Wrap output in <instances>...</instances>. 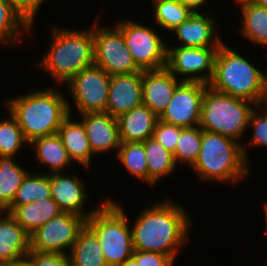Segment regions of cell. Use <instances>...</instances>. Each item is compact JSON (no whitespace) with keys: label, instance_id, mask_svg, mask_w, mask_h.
<instances>
[{"label":"cell","instance_id":"29","mask_svg":"<svg viewBox=\"0 0 267 266\" xmlns=\"http://www.w3.org/2000/svg\"><path fill=\"white\" fill-rule=\"evenodd\" d=\"M117 159L130 175L148 183V166L144 142H121Z\"/></svg>","mask_w":267,"mask_h":266},{"label":"cell","instance_id":"2","mask_svg":"<svg viewBox=\"0 0 267 266\" xmlns=\"http://www.w3.org/2000/svg\"><path fill=\"white\" fill-rule=\"evenodd\" d=\"M65 97L56 88L47 87L7 100L5 108L16 119L30 143L58 133L62 122L72 114L71 105Z\"/></svg>","mask_w":267,"mask_h":266},{"label":"cell","instance_id":"38","mask_svg":"<svg viewBox=\"0 0 267 266\" xmlns=\"http://www.w3.org/2000/svg\"><path fill=\"white\" fill-rule=\"evenodd\" d=\"M132 256L140 266H174V261L165 254L134 250Z\"/></svg>","mask_w":267,"mask_h":266},{"label":"cell","instance_id":"10","mask_svg":"<svg viewBox=\"0 0 267 266\" xmlns=\"http://www.w3.org/2000/svg\"><path fill=\"white\" fill-rule=\"evenodd\" d=\"M111 75L97 65L82 69L65 85L79 114L106 112Z\"/></svg>","mask_w":267,"mask_h":266},{"label":"cell","instance_id":"40","mask_svg":"<svg viewBox=\"0 0 267 266\" xmlns=\"http://www.w3.org/2000/svg\"><path fill=\"white\" fill-rule=\"evenodd\" d=\"M258 106L260 107L263 106L265 107V109H267V71L266 70L263 75V90H262V96H261Z\"/></svg>","mask_w":267,"mask_h":266},{"label":"cell","instance_id":"14","mask_svg":"<svg viewBox=\"0 0 267 266\" xmlns=\"http://www.w3.org/2000/svg\"><path fill=\"white\" fill-rule=\"evenodd\" d=\"M52 199L62 212L73 213L88 219L102 204L94 206L91 211L85 210L88 194L84 182L76 175H66L64 172L50 173Z\"/></svg>","mask_w":267,"mask_h":266},{"label":"cell","instance_id":"1","mask_svg":"<svg viewBox=\"0 0 267 266\" xmlns=\"http://www.w3.org/2000/svg\"><path fill=\"white\" fill-rule=\"evenodd\" d=\"M161 202L146 206L133 221V247L134 250L168 255L175 262L177 251L188 243L192 219L181 204L172 199Z\"/></svg>","mask_w":267,"mask_h":266},{"label":"cell","instance_id":"32","mask_svg":"<svg viewBox=\"0 0 267 266\" xmlns=\"http://www.w3.org/2000/svg\"><path fill=\"white\" fill-rule=\"evenodd\" d=\"M202 129L200 126L182 128L173 158L175 164L186 163L190 168L196 162L201 146Z\"/></svg>","mask_w":267,"mask_h":266},{"label":"cell","instance_id":"9","mask_svg":"<svg viewBox=\"0 0 267 266\" xmlns=\"http://www.w3.org/2000/svg\"><path fill=\"white\" fill-rule=\"evenodd\" d=\"M98 18V16L95 18L93 26L94 65L109 75L132 74L142 71L128 50L121 31L116 26L114 29L105 28L104 25L99 26Z\"/></svg>","mask_w":267,"mask_h":266},{"label":"cell","instance_id":"43","mask_svg":"<svg viewBox=\"0 0 267 266\" xmlns=\"http://www.w3.org/2000/svg\"><path fill=\"white\" fill-rule=\"evenodd\" d=\"M253 2L259 6L267 8V0H254Z\"/></svg>","mask_w":267,"mask_h":266},{"label":"cell","instance_id":"30","mask_svg":"<svg viewBox=\"0 0 267 266\" xmlns=\"http://www.w3.org/2000/svg\"><path fill=\"white\" fill-rule=\"evenodd\" d=\"M155 21L162 30L172 31L193 13L178 0H153Z\"/></svg>","mask_w":267,"mask_h":266},{"label":"cell","instance_id":"22","mask_svg":"<svg viewBox=\"0 0 267 266\" xmlns=\"http://www.w3.org/2000/svg\"><path fill=\"white\" fill-rule=\"evenodd\" d=\"M5 212L9 213L29 235L47 221L62 213L52 198L31 202L18 207H8Z\"/></svg>","mask_w":267,"mask_h":266},{"label":"cell","instance_id":"46","mask_svg":"<svg viewBox=\"0 0 267 266\" xmlns=\"http://www.w3.org/2000/svg\"><path fill=\"white\" fill-rule=\"evenodd\" d=\"M0 266H13V263L12 264H0Z\"/></svg>","mask_w":267,"mask_h":266},{"label":"cell","instance_id":"6","mask_svg":"<svg viewBox=\"0 0 267 266\" xmlns=\"http://www.w3.org/2000/svg\"><path fill=\"white\" fill-rule=\"evenodd\" d=\"M115 202L111 198L102 200V205L86 221L100 241L108 266L122 264L134 252L129 220L123 206Z\"/></svg>","mask_w":267,"mask_h":266},{"label":"cell","instance_id":"8","mask_svg":"<svg viewBox=\"0 0 267 266\" xmlns=\"http://www.w3.org/2000/svg\"><path fill=\"white\" fill-rule=\"evenodd\" d=\"M115 26L121 31L128 50L142 71L166 67L168 45L153 27L133 20L117 21Z\"/></svg>","mask_w":267,"mask_h":266},{"label":"cell","instance_id":"37","mask_svg":"<svg viewBox=\"0 0 267 266\" xmlns=\"http://www.w3.org/2000/svg\"><path fill=\"white\" fill-rule=\"evenodd\" d=\"M46 0H7L9 5L33 28L36 13Z\"/></svg>","mask_w":267,"mask_h":266},{"label":"cell","instance_id":"12","mask_svg":"<svg viewBox=\"0 0 267 266\" xmlns=\"http://www.w3.org/2000/svg\"><path fill=\"white\" fill-rule=\"evenodd\" d=\"M218 48L169 45L166 68L176 78L178 75L182 76L181 81L202 82L208 85L214 73V61Z\"/></svg>","mask_w":267,"mask_h":266},{"label":"cell","instance_id":"44","mask_svg":"<svg viewBox=\"0 0 267 266\" xmlns=\"http://www.w3.org/2000/svg\"><path fill=\"white\" fill-rule=\"evenodd\" d=\"M236 3H245V2H253L254 0H235Z\"/></svg>","mask_w":267,"mask_h":266},{"label":"cell","instance_id":"18","mask_svg":"<svg viewBox=\"0 0 267 266\" xmlns=\"http://www.w3.org/2000/svg\"><path fill=\"white\" fill-rule=\"evenodd\" d=\"M80 121L84 125L93 154H103L120 147L118 123L107 112L83 113Z\"/></svg>","mask_w":267,"mask_h":266},{"label":"cell","instance_id":"5","mask_svg":"<svg viewBox=\"0 0 267 266\" xmlns=\"http://www.w3.org/2000/svg\"><path fill=\"white\" fill-rule=\"evenodd\" d=\"M245 58L223 42L217 50L214 73L208 86L258 106L262 96L264 72Z\"/></svg>","mask_w":267,"mask_h":266},{"label":"cell","instance_id":"24","mask_svg":"<svg viewBox=\"0 0 267 266\" xmlns=\"http://www.w3.org/2000/svg\"><path fill=\"white\" fill-rule=\"evenodd\" d=\"M68 254L72 266H108L97 235L87 225Z\"/></svg>","mask_w":267,"mask_h":266},{"label":"cell","instance_id":"33","mask_svg":"<svg viewBox=\"0 0 267 266\" xmlns=\"http://www.w3.org/2000/svg\"><path fill=\"white\" fill-rule=\"evenodd\" d=\"M8 116L10 118L0 119V156L15 157L29 143L16 119L10 113Z\"/></svg>","mask_w":267,"mask_h":266},{"label":"cell","instance_id":"3","mask_svg":"<svg viewBox=\"0 0 267 266\" xmlns=\"http://www.w3.org/2000/svg\"><path fill=\"white\" fill-rule=\"evenodd\" d=\"M238 141L202 130L199 155L191 167L200 181L237 184L249 175L247 148Z\"/></svg>","mask_w":267,"mask_h":266},{"label":"cell","instance_id":"39","mask_svg":"<svg viewBox=\"0 0 267 266\" xmlns=\"http://www.w3.org/2000/svg\"><path fill=\"white\" fill-rule=\"evenodd\" d=\"M180 3L188 7L192 12H200L201 6L204 4L207 0H178ZM199 9V10H198Z\"/></svg>","mask_w":267,"mask_h":266},{"label":"cell","instance_id":"21","mask_svg":"<svg viewBox=\"0 0 267 266\" xmlns=\"http://www.w3.org/2000/svg\"><path fill=\"white\" fill-rule=\"evenodd\" d=\"M69 115L61 124L58 134L61 137L63 144L68 152L72 162L77 161L83 167H90L92 164L93 151L90 142L87 138V133L82 122L74 121Z\"/></svg>","mask_w":267,"mask_h":266},{"label":"cell","instance_id":"36","mask_svg":"<svg viewBox=\"0 0 267 266\" xmlns=\"http://www.w3.org/2000/svg\"><path fill=\"white\" fill-rule=\"evenodd\" d=\"M27 258L34 266H72L69 254L30 251Z\"/></svg>","mask_w":267,"mask_h":266},{"label":"cell","instance_id":"28","mask_svg":"<svg viewBox=\"0 0 267 266\" xmlns=\"http://www.w3.org/2000/svg\"><path fill=\"white\" fill-rule=\"evenodd\" d=\"M52 198L50 174H32L29 172L17 190L9 207H18L31 202Z\"/></svg>","mask_w":267,"mask_h":266},{"label":"cell","instance_id":"15","mask_svg":"<svg viewBox=\"0 0 267 266\" xmlns=\"http://www.w3.org/2000/svg\"><path fill=\"white\" fill-rule=\"evenodd\" d=\"M141 104H143L142 71L111 75L107 113L117 118Z\"/></svg>","mask_w":267,"mask_h":266},{"label":"cell","instance_id":"23","mask_svg":"<svg viewBox=\"0 0 267 266\" xmlns=\"http://www.w3.org/2000/svg\"><path fill=\"white\" fill-rule=\"evenodd\" d=\"M28 146H32L33 149L35 147L37 162L49 167V174L63 172L73 163L58 133L37 138Z\"/></svg>","mask_w":267,"mask_h":266},{"label":"cell","instance_id":"16","mask_svg":"<svg viewBox=\"0 0 267 266\" xmlns=\"http://www.w3.org/2000/svg\"><path fill=\"white\" fill-rule=\"evenodd\" d=\"M178 79L166 67L142 71L143 104L160 117L182 82Z\"/></svg>","mask_w":267,"mask_h":266},{"label":"cell","instance_id":"42","mask_svg":"<svg viewBox=\"0 0 267 266\" xmlns=\"http://www.w3.org/2000/svg\"><path fill=\"white\" fill-rule=\"evenodd\" d=\"M13 266H34V265L28 258H25V259L14 262Z\"/></svg>","mask_w":267,"mask_h":266},{"label":"cell","instance_id":"11","mask_svg":"<svg viewBox=\"0 0 267 266\" xmlns=\"http://www.w3.org/2000/svg\"><path fill=\"white\" fill-rule=\"evenodd\" d=\"M87 219L79 215L62 212L50 219L30 235V251L68 254Z\"/></svg>","mask_w":267,"mask_h":266},{"label":"cell","instance_id":"25","mask_svg":"<svg viewBox=\"0 0 267 266\" xmlns=\"http://www.w3.org/2000/svg\"><path fill=\"white\" fill-rule=\"evenodd\" d=\"M29 170L24 169L14 157L0 156V211H5L13 202Z\"/></svg>","mask_w":267,"mask_h":266},{"label":"cell","instance_id":"34","mask_svg":"<svg viewBox=\"0 0 267 266\" xmlns=\"http://www.w3.org/2000/svg\"><path fill=\"white\" fill-rule=\"evenodd\" d=\"M262 108L263 107L255 106L251 112L248 127L253 129V135L249 140V144L253 145V147L263 146L264 148L267 147V109L264 108L263 111H261Z\"/></svg>","mask_w":267,"mask_h":266},{"label":"cell","instance_id":"45","mask_svg":"<svg viewBox=\"0 0 267 266\" xmlns=\"http://www.w3.org/2000/svg\"><path fill=\"white\" fill-rule=\"evenodd\" d=\"M264 209H265V212H266V222H267V202L264 204ZM266 229H267V226H266ZM266 233H267V231H266Z\"/></svg>","mask_w":267,"mask_h":266},{"label":"cell","instance_id":"17","mask_svg":"<svg viewBox=\"0 0 267 266\" xmlns=\"http://www.w3.org/2000/svg\"><path fill=\"white\" fill-rule=\"evenodd\" d=\"M216 24V18L209 12H193L171 33H175L181 47H219L223 41L217 34Z\"/></svg>","mask_w":267,"mask_h":266},{"label":"cell","instance_id":"41","mask_svg":"<svg viewBox=\"0 0 267 266\" xmlns=\"http://www.w3.org/2000/svg\"><path fill=\"white\" fill-rule=\"evenodd\" d=\"M118 266H140V265H138L136 259L133 256H131Z\"/></svg>","mask_w":267,"mask_h":266},{"label":"cell","instance_id":"35","mask_svg":"<svg viewBox=\"0 0 267 266\" xmlns=\"http://www.w3.org/2000/svg\"><path fill=\"white\" fill-rule=\"evenodd\" d=\"M182 128L183 127L171 125L158 119L152 138L160 143L169 152L174 154Z\"/></svg>","mask_w":267,"mask_h":266},{"label":"cell","instance_id":"7","mask_svg":"<svg viewBox=\"0 0 267 266\" xmlns=\"http://www.w3.org/2000/svg\"><path fill=\"white\" fill-rule=\"evenodd\" d=\"M255 104L205 88L199 126L202 130L232 138L239 143L243 138Z\"/></svg>","mask_w":267,"mask_h":266},{"label":"cell","instance_id":"13","mask_svg":"<svg viewBox=\"0 0 267 266\" xmlns=\"http://www.w3.org/2000/svg\"><path fill=\"white\" fill-rule=\"evenodd\" d=\"M207 86L202 82L182 81L176 87L173 97L159 120L183 128L199 126L201 105Z\"/></svg>","mask_w":267,"mask_h":266},{"label":"cell","instance_id":"19","mask_svg":"<svg viewBox=\"0 0 267 266\" xmlns=\"http://www.w3.org/2000/svg\"><path fill=\"white\" fill-rule=\"evenodd\" d=\"M29 252L30 235L9 213L0 211V264L25 259Z\"/></svg>","mask_w":267,"mask_h":266},{"label":"cell","instance_id":"20","mask_svg":"<svg viewBox=\"0 0 267 266\" xmlns=\"http://www.w3.org/2000/svg\"><path fill=\"white\" fill-rule=\"evenodd\" d=\"M116 119L121 142H144L152 137L159 117L149 107L141 104Z\"/></svg>","mask_w":267,"mask_h":266},{"label":"cell","instance_id":"27","mask_svg":"<svg viewBox=\"0 0 267 266\" xmlns=\"http://www.w3.org/2000/svg\"><path fill=\"white\" fill-rule=\"evenodd\" d=\"M148 166V184L156 185L162 177L173 174L177 165L173 154L152 137L144 141Z\"/></svg>","mask_w":267,"mask_h":266},{"label":"cell","instance_id":"4","mask_svg":"<svg viewBox=\"0 0 267 266\" xmlns=\"http://www.w3.org/2000/svg\"><path fill=\"white\" fill-rule=\"evenodd\" d=\"M52 26V40L48 51L37 64L58 84H66L82 69L94 65L93 28L70 30Z\"/></svg>","mask_w":267,"mask_h":266},{"label":"cell","instance_id":"31","mask_svg":"<svg viewBox=\"0 0 267 266\" xmlns=\"http://www.w3.org/2000/svg\"><path fill=\"white\" fill-rule=\"evenodd\" d=\"M31 31L30 26L23 18L9 5L7 0H0V44L18 43L21 40V31Z\"/></svg>","mask_w":267,"mask_h":266},{"label":"cell","instance_id":"26","mask_svg":"<svg viewBox=\"0 0 267 266\" xmlns=\"http://www.w3.org/2000/svg\"><path fill=\"white\" fill-rule=\"evenodd\" d=\"M242 25L240 33L251 42L267 46V8L254 2L240 3Z\"/></svg>","mask_w":267,"mask_h":266}]
</instances>
